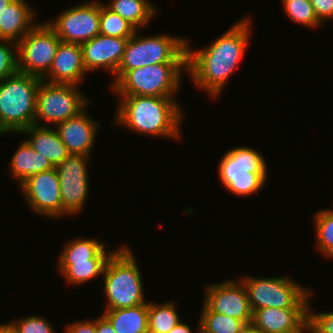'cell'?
<instances>
[{"label": "cell", "mask_w": 333, "mask_h": 333, "mask_svg": "<svg viewBox=\"0 0 333 333\" xmlns=\"http://www.w3.org/2000/svg\"><path fill=\"white\" fill-rule=\"evenodd\" d=\"M251 22L249 17L240 19L201 50L192 49L187 39L186 72L195 86L213 99L222 93L243 59L250 41Z\"/></svg>", "instance_id": "6da1fadb"}, {"label": "cell", "mask_w": 333, "mask_h": 333, "mask_svg": "<svg viewBox=\"0 0 333 333\" xmlns=\"http://www.w3.org/2000/svg\"><path fill=\"white\" fill-rule=\"evenodd\" d=\"M115 124L151 137L181 140L184 113L174 97L118 95Z\"/></svg>", "instance_id": "7a4b0ae2"}, {"label": "cell", "mask_w": 333, "mask_h": 333, "mask_svg": "<svg viewBox=\"0 0 333 333\" xmlns=\"http://www.w3.org/2000/svg\"><path fill=\"white\" fill-rule=\"evenodd\" d=\"M128 245H121L104 269L105 310L130 308L148 302L145 298L141 270Z\"/></svg>", "instance_id": "3957f363"}, {"label": "cell", "mask_w": 333, "mask_h": 333, "mask_svg": "<svg viewBox=\"0 0 333 333\" xmlns=\"http://www.w3.org/2000/svg\"><path fill=\"white\" fill-rule=\"evenodd\" d=\"M41 81L36 76L17 72L0 82V135L18 134L35 124Z\"/></svg>", "instance_id": "277c9868"}, {"label": "cell", "mask_w": 333, "mask_h": 333, "mask_svg": "<svg viewBox=\"0 0 333 333\" xmlns=\"http://www.w3.org/2000/svg\"><path fill=\"white\" fill-rule=\"evenodd\" d=\"M265 160L262 154L250 147L238 146L230 149L218 165L221 184L237 196L258 194L268 180Z\"/></svg>", "instance_id": "5b68a950"}, {"label": "cell", "mask_w": 333, "mask_h": 333, "mask_svg": "<svg viewBox=\"0 0 333 333\" xmlns=\"http://www.w3.org/2000/svg\"><path fill=\"white\" fill-rule=\"evenodd\" d=\"M138 33L136 30L126 43L123 58L115 73V82L127 70L160 63H186V38L168 34L144 37Z\"/></svg>", "instance_id": "8992f818"}, {"label": "cell", "mask_w": 333, "mask_h": 333, "mask_svg": "<svg viewBox=\"0 0 333 333\" xmlns=\"http://www.w3.org/2000/svg\"><path fill=\"white\" fill-rule=\"evenodd\" d=\"M184 71L186 63L152 64L127 70L110 87L116 95L175 97Z\"/></svg>", "instance_id": "52a82bcc"}, {"label": "cell", "mask_w": 333, "mask_h": 333, "mask_svg": "<svg viewBox=\"0 0 333 333\" xmlns=\"http://www.w3.org/2000/svg\"><path fill=\"white\" fill-rule=\"evenodd\" d=\"M252 312L263 308H308L313 290L291 277L242 276Z\"/></svg>", "instance_id": "ba28073f"}, {"label": "cell", "mask_w": 333, "mask_h": 333, "mask_svg": "<svg viewBox=\"0 0 333 333\" xmlns=\"http://www.w3.org/2000/svg\"><path fill=\"white\" fill-rule=\"evenodd\" d=\"M78 87L71 84H52L42 80L37 92L35 125L50 124L54 127L87 109L90 100Z\"/></svg>", "instance_id": "9c48e42d"}, {"label": "cell", "mask_w": 333, "mask_h": 333, "mask_svg": "<svg viewBox=\"0 0 333 333\" xmlns=\"http://www.w3.org/2000/svg\"><path fill=\"white\" fill-rule=\"evenodd\" d=\"M60 41L46 21L37 23L17 43L18 72L42 79L49 72Z\"/></svg>", "instance_id": "30bf717a"}, {"label": "cell", "mask_w": 333, "mask_h": 333, "mask_svg": "<svg viewBox=\"0 0 333 333\" xmlns=\"http://www.w3.org/2000/svg\"><path fill=\"white\" fill-rule=\"evenodd\" d=\"M100 1H86L46 22L62 42L82 44L100 34Z\"/></svg>", "instance_id": "8fae6325"}, {"label": "cell", "mask_w": 333, "mask_h": 333, "mask_svg": "<svg viewBox=\"0 0 333 333\" xmlns=\"http://www.w3.org/2000/svg\"><path fill=\"white\" fill-rule=\"evenodd\" d=\"M90 156L70 154L55 166L65 215H76L85 207L89 193L88 163Z\"/></svg>", "instance_id": "7c38bea8"}, {"label": "cell", "mask_w": 333, "mask_h": 333, "mask_svg": "<svg viewBox=\"0 0 333 333\" xmlns=\"http://www.w3.org/2000/svg\"><path fill=\"white\" fill-rule=\"evenodd\" d=\"M19 188L31 210L46 218L63 217L60 182L56 168L28 177Z\"/></svg>", "instance_id": "4fadbf2b"}, {"label": "cell", "mask_w": 333, "mask_h": 333, "mask_svg": "<svg viewBox=\"0 0 333 333\" xmlns=\"http://www.w3.org/2000/svg\"><path fill=\"white\" fill-rule=\"evenodd\" d=\"M232 280L209 284L205 289L203 303L211 311L235 318L245 325L250 324L253 312L245 286L241 280Z\"/></svg>", "instance_id": "5bb4252c"}, {"label": "cell", "mask_w": 333, "mask_h": 333, "mask_svg": "<svg viewBox=\"0 0 333 333\" xmlns=\"http://www.w3.org/2000/svg\"><path fill=\"white\" fill-rule=\"evenodd\" d=\"M128 39L99 34L82 43L83 64L87 74L97 69L107 70L114 75L112 86L115 83V73L123 58Z\"/></svg>", "instance_id": "9a60e30c"}, {"label": "cell", "mask_w": 333, "mask_h": 333, "mask_svg": "<svg viewBox=\"0 0 333 333\" xmlns=\"http://www.w3.org/2000/svg\"><path fill=\"white\" fill-rule=\"evenodd\" d=\"M86 111L54 126L70 154L91 156L94 148L100 123Z\"/></svg>", "instance_id": "2e32d148"}, {"label": "cell", "mask_w": 333, "mask_h": 333, "mask_svg": "<svg viewBox=\"0 0 333 333\" xmlns=\"http://www.w3.org/2000/svg\"><path fill=\"white\" fill-rule=\"evenodd\" d=\"M86 73L81 45L60 41L49 72L42 80L52 84L79 86Z\"/></svg>", "instance_id": "e0dca14e"}, {"label": "cell", "mask_w": 333, "mask_h": 333, "mask_svg": "<svg viewBox=\"0 0 333 333\" xmlns=\"http://www.w3.org/2000/svg\"><path fill=\"white\" fill-rule=\"evenodd\" d=\"M252 323L263 333H297L308 324V308H263Z\"/></svg>", "instance_id": "ac0fdd59"}, {"label": "cell", "mask_w": 333, "mask_h": 333, "mask_svg": "<svg viewBox=\"0 0 333 333\" xmlns=\"http://www.w3.org/2000/svg\"><path fill=\"white\" fill-rule=\"evenodd\" d=\"M27 0H13L0 14V39L18 43L37 23Z\"/></svg>", "instance_id": "d6986e66"}, {"label": "cell", "mask_w": 333, "mask_h": 333, "mask_svg": "<svg viewBox=\"0 0 333 333\" xmlns=\"http://www.w3.org/2000/svg\"><path fill=\"white\" fill-rule=\"evenodd\" d=\"M26 134L28 138L25 140L40 155L46 157L56 166L63 162L70 153L62 142L55 128L51 126L31 125L22 130L19 134Z\"/></svg>", "instance_id": "ffe728a7"}, {"label": "cell", "mask_w": 333, "mask_h": 333, "mask_svg": "<svg viewBox=\"0 0 333 333\" xmlns=\"http://www.w3.org/2000/svg\"><path fill=\"white\" fill-rule=\"evenodd\" d=\"M9 163L11 176L19 185L32 175L55 168L51 161L35 151L26 140L20 143Z\"/></svg>", "instance_id": "44dd1931"}, {"label": "cell", "mask_w": 333, "mask_h": 333, "mask_svg": "<svg viewBox=\"0 0 333 333\" xmlns=\"http://www.w3.org/2000/svg\"><path fill=\"white\" fill-rule=\"evenodd\" d=\"M105 243L95 238L81 237L66 243L58 256V264H74V262L89 261L91 259H109L118 249L107 251Z\"/></svg>", "instance_id": "7402d4cb"}, {"label": "cell", "mask_w": 333, "mask_h": 333, "mask_svg": "<svg viewBox=\"0 0 333 333\" xmlns=\"http://www.w3.org/2000/svg\"><path fill=\"white\" fill-rule=\"evenodd\" d=\"M149 302L130 308L105 310L116 333H147Z\"/></svg>", "instance_id": "603a6c76"}, {"label": "cell", "mask_w": 333, "mask_h": 333, "mask_svg": "<svg viewBox=\"0 0 333 333\" xmlns=\"http://www.w3.org/2000/svg\"><path fill=\"white\" fill-rule=\"evenodd\" d=\"M104 4L138 31L147 27L148 22L158 14V8L149 0H110Z\"/></svg>", "instance_id": "cb8c5ba5"}, {"label": "cell", "mask_w": 333, "mask_h": 333, "mask_svg": "<svg viewBox=\"0 0 333 333\" xmlns=\"http://www.w3.org/2000/svg\"><path fill=\"white\" fill-rule=\"evenodd\" d=\"M109 259H91L74 262V264H58V269L70 285H83L89 280L100 277L104 273Z\"/></svg>", "instance_id": "d4e9b609"}, {"label": "cell", "mask_w": 333, "mask_h": 333, "mask_svg": "<svg viewBox=\"0 0 333 333\" xmlns=\"http://www.w3.org/2000/svg\"><path fill=\"white\" fill-rule=\"evenodd\" d=\"M175 302L154 303L149 301L148 308V332L168 333L181 319L177 313Z\"/></svg>", "instance_id": "484cf974"}, {"label": "cell", "mask_w": 333, "mask_h": 333, "mask_svg": "<svg viewBox=\"0 0 333 333\" xmlns=\"http://www.w3.org/2000/svg\"><path fill=\"white\" fill-rule=\"evenodd\" d=\"M317 250L333 258V209H321L314 215ZM324 253V254H323Z\"/></svg>", "instance_id": "4316f807"}, {"label": "cell", "mask_w": 333, "mask_h": 333, "mask_svg": "<svg viewBox=\"0 0 333 333\" xmlns=\"http://www.w3.org/2000/svg\"><path fill=\"white\" fill-rule=\"evenodd\" d=\"M198 322L211 333H239L245 325L235 318L211 311L205 304Z\"/></svg>", "instance_id": "83f0119b"}, {"label": "cell", "mask_w": 333, "mask_h": 333, "mask_svg": "<svg viewBox=\"0 0 333 333\" xmlns=\"http://www.w3.org/2000/svg\"><path fill=\"white\" fill-rule=\"evenodd\" d=\"M135 31L136 29L124 18L101 2L100 34L111 37L130 38L134 35Z\"/></svg>", "instance_id": "f1b7e54d"}, {"label": "cell", "mask_w": 333, "mask_h": 333, "mask_svg": "<svg viewBox=\"0 0 333 333\" xmlns=\"http://www.w3.org/2000/svg\"><path fill=\"white\" fill-rule=\"evenodd\" d=\"M285 15L294 23L315 29L321 27L310 0H281Z\"/></svg>", "instance_id": "f546056e"}, {"label": "cell", "mask_w": 333, "mask_h": 333, "mask_svg": "<svg viewBox=\"0 0 333 333\" xmlns=\"http://www.w3.org/2000/svg\"><path fill=\"white\" fill-rule=\"evenodd\" d=\"M17 72V43L0 39V82Z\"/></svg>", "instance_id": "4dcf8cb0"}, {"label": "cell", "mask_w": 333, "mask_h": 333, "mask_svg": "<svg viewBox=\"0 0 333 333\" xmlns=\"http://www.w3.org/2000/svg\"><path fill=\"white\" fill-rule=\"evenodd\" d=\"M16 333H55L50 322L41 315L24 316L19 320L11 321Z\"/></svg>", "instance_id": "1f68e13d"}, {"label": "cell", "mask_w": 333, "mask_h": 333, "mask_svg": "<svg viewBox=\"0 0 333 333\" xmlns=\"http://www.w3.org/2000/svg\"><path fill=\"white\" fill-rule=\"evenodd\" d=\"M308 305V324L314 333H333V312H312Z\"/></svg>", "instance_id": "d6a6232c"}, {"label": "cell", "mask_w": 333, "mask_h": 333, "mask_svg": "<svg viewBox=\"0 0 333 333\" xmlns=\"http://www.w3.org/2000/svg\"><path fill=\"white\" fill-rule=\"evenodd\" d=\"M310 3L321 24L333 19V0H310Z\"/></svg>", "instance_id": "836d02e7"}, {"label": "cell", "mask_w": 333, "mask_h": 333, "mask_svg": "<svg viewBox=\"0 0 333 333\" xmlns=\"http://www.w3.org/2000/svg\"><path fill=\"white\" fill-rule=\"evenodd\" d=\"M65 333H96V319L68 324Z\"/></svg>", "instance_id": "e575fe53"}, {"label": "cell", "mask_w": 333, "mask_h": 333, "mask_svg": "<svg viewBox=\"0 0 333 333\" xmlns=\"http://www.w3.org/2000/svg\"><path fill=\"white\" fill-rule=\"evenodd\" d=\"M96 333H116L110 321L103 314L96 319Z\"/></svg>", "instance_id": "d590c367"}, {"label": "cell", "mask_w": 333, "mask_h": 333, "mask_svg": "<svg viewBox=\"0 0 333 333\" xmlns=\"http://www.w3.org/2000/svg\"><path fill=\"white\" fill-rule=\"evenodd\" d=\"M168 333H193V332L188 324L182 323L181 321Z\"/></svg>", "instance_id": "8d00e7d4"}, {"label": "cell", "mask_w": 333, "mask_h": 333, "mask_svg": "<svg viewBox=\"0 0 333 333\" xmlns=\"http://www.w3.org/2000/svg\"><path fill=\"white\" fill-rule=\"evenodd\" d=\"M239 333H263L259 328H257L253 323L246 324L240 330Z\"/></svg>", "instance_id": "74e56055"}, {"label": "cell", "mask_w": 333, "mask_h": 333, "mask_svg": "<svg viewBox=\"0 0 333 333\" xmlns=\"http://www.w3.org/2000/svg\"><path fill=\"white\" fill-rule=\"evenodd\" d=\"M0 333H16L10 322L0 324Z\"/></svg>", "instance_id": "f35d334b"}, {"label": "cell", "mask_w": 333, "mask_h": 333, "mask_svg": "<svg viewBox=\"0 0 333 333\" xmlns=\"http://www.w3.org/2000/svg\"><path fill=\"white\" fill-rule=\"evenodd\" d=\"M13 0H0V14Z\"/></svg>", "instance_id": "ab89813d"}, {"label": "cell", "mask_w": 333, "mask_h": 333, "mask_svg": "<svg viewBox=\"0 0 333 333\" xmlns=\"http://www.w3.org/2000/svg\"><path fill=\"white\" fill-rule=\"evenodd\" d=\"M307 329V330H306ZM306 331H309L310 333H314L313 329L311 328V326L309 324H307L303 329H301L299 332L297 333H305Z\"/></svg>", "instance_id": "60d3db41"}, {"label": "cell", "mask_w": 333, "mask_h": 333, "mask_svg": "<svg viewBox=\"0 0 333 333\" xmlns=\"http://www.w3.org/2000/svg\"><path fill=\"white\" fill-rule=\"evenodd\" d=\"M198 325H199L198 329H197L198 333H211V332L207 331L206 329H204L200 324H198Z\"/></svg>", "instance_id": "b9f144b4"}]
</instances>
